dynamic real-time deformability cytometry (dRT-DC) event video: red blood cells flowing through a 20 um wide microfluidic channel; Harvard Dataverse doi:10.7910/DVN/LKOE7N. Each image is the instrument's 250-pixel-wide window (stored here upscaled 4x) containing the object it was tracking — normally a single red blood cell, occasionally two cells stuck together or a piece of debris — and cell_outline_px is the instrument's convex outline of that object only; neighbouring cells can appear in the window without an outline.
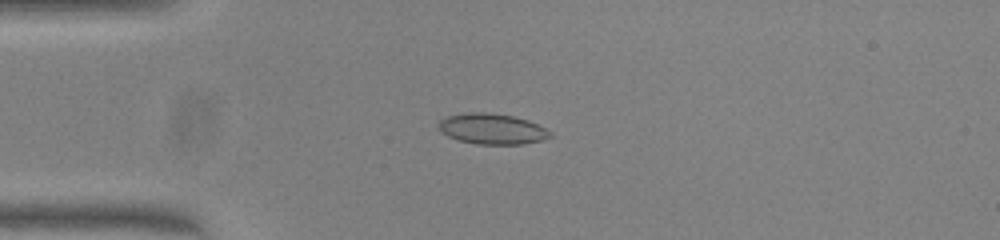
{"species": "common noctule bat (a hibernating species)", "species_latin": "Nyctalus noctula", "temperature_condition": "warm", "stored_images_in_passage": 41, "camera_frame_rate_fps": 3000, "um_per_image_px": 0.085, "animal": {"sex": "female", "body_mass_g": 23.0, "forearm_length_mm": 53.4}, "frame": {"image": 1, "passage_image": 4, "time_ms": 1.0, "image_size_px": [1000, 240], "cell_outline_px": [[552, 136], [544, 140], [524, 144], [476, 144], [460, 140], [448, 136], [440, 132], [440, 120], [448, 116], [468, 112], [488, 112], [512, 116], [528, 120], [552, 132]], "centroid_in_image_um": [41.85, 10.96], "position_along_channel_um": 43.1, "area_um2": 19.83}}
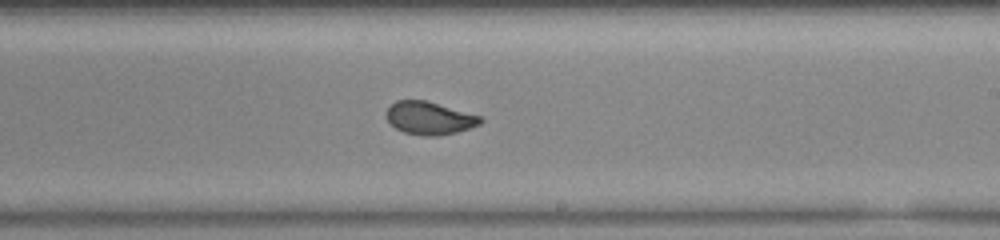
{"frame": {"image": 2, "passage_image": 21, "time_ms": 6.667, "image_size_px": [1000, 240], "cell_outline_px": [[484, 120], [480, 124], [456, 132], [436, 136], [424, 136], [404, 132], [396, 128], [388, 120], [388, 108], [396, 100], [424, 100], [480, 116]], "centroid_in_image_um": [36.51, 10.04], "position_along_channel_um": 252.5, "area_um2": 17.57}}
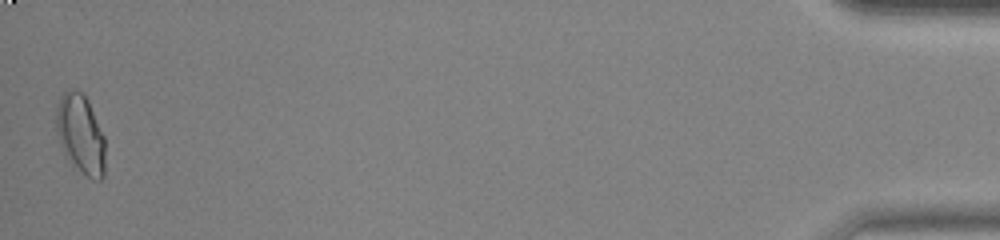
{"frame": {"image": 3, "passage_image": 41, "time_ms": 13.333, "image_size_px": [1000, 240], "cell_outline_px": [[104, 176], [100, 180], [92, 180], [64, 156], [56, 132], [56, 104], [60, 96], [68, 88], [80, 92], [88, 100], [104, 136]], "centroid_in_image_um": [6.82, 11.39], "position_along_channel_um": 428.4, "area_um2": 22.66}}